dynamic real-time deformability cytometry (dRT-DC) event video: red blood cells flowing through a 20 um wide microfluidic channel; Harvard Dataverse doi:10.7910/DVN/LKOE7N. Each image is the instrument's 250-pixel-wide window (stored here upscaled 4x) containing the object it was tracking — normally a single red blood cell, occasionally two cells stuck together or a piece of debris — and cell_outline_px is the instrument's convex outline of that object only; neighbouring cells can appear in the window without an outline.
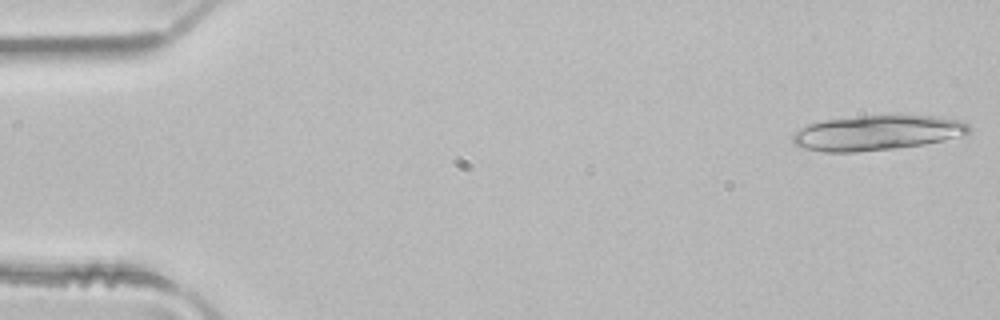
{"species": "common noctule bat (a hibernating species)", "species_latin": "Nyctalus noctula", "temperature_condition": "room temperature", "stored_images_in_passage": 4, "camera_frame_rate_fps": 3000, "um_per_image_px": 0.085, "animal": {"sex": "male", "body_mass_g": 21.5, "forearm_length_mm": 52.0}, "frame": {"image": 1, "passage_image": 1, "time_ms": 0.0, "image_size_px": [1000, 320], "cell_outline_px": [[972, 132], [944, 140], [924, 144], [896, 148], [856, 152], [824, 152], [804, 148], [796, 144], [792, 140], [792, 132], [808, 124], [824, 120], [856, 116], [896, 112], [936, 116], [956, 120], [968, 124], [972, 128]], "centroid_in_image_um": [74.57, 11.24], "position_along_channel_um": 10.4, "area_um2": 36.93}}